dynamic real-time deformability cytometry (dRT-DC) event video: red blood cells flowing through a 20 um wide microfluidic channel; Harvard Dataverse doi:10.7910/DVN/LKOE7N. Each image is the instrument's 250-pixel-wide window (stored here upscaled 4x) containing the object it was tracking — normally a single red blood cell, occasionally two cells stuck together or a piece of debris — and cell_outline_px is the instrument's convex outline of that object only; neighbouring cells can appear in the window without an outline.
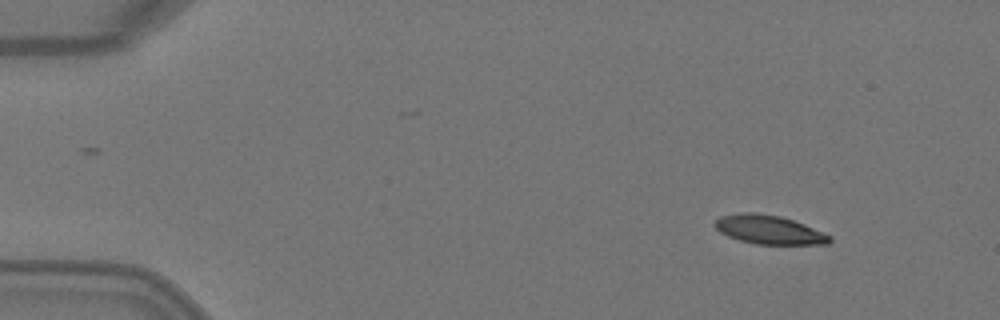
{"species": "Egyptian fruit bat (a non-hibernating species)", "species_latin": "Rousettus aegyptiacus", "temperature_condition": "warm", "stored_images_in_passage": 6, "camera_frame_rate_fps": 3000, "um_per_image_px": 0.085, "animal": {"sex": "female"}, "frame": {"image": 1, "passage_image": 1, "time_ms": 0.0, "image_size_px": [1000, 320], "cell_outline_px": [[832, 240], [828, 244], [756, 244], [740, 240], [728, 236], [720, 232], [712, 224], [720, 216], [740, 212], [756, 212], [780, 216], [804, 224], [832, 236]], "centroid_in_image_um": [65.35, 19.52], "position_along_channel_um": 19.7, "area_um2": 19.31}}
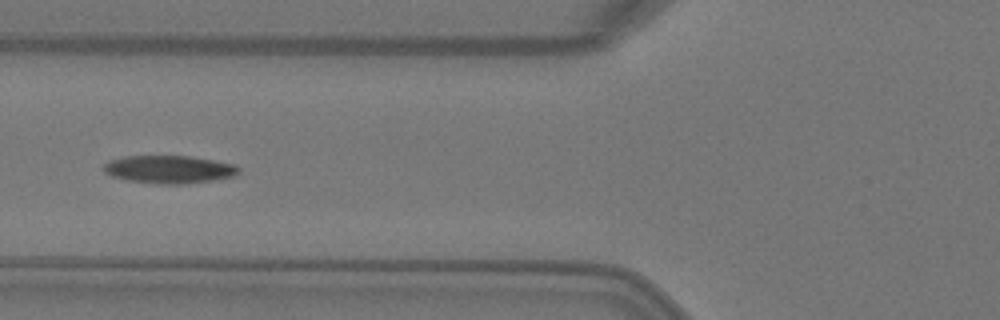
{"frame": {"image": 2, "passage_image": 5, "time_ms": 1.333, "image_size_px": [1000, 320], "cell_outline_px": [[240, 172], [236, 176], [216, 180], [180, 184], [160, 184], [128, 180], [112, 176], [104, 172], [104, 164], [108, 160], [124, 156], [188, 156], [236, 164], [240, 168]], "centroid_in_image_um": [14.41, 14.4], "position_along_channel_um": 111.4, "area_um2": 22.02}}
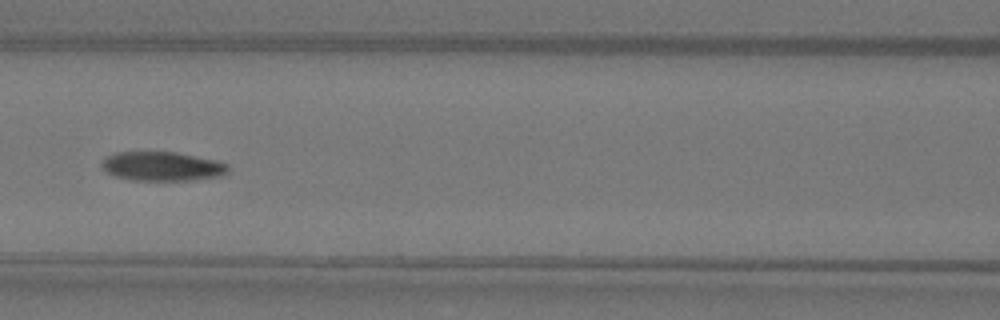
{"frame": {"image": 3, "passage_image": 6, "time_ms": 1.667, "image_size_px": [1000, 320], "cell_outline_px": [[228, 172], [224, 176], [196, 180], [132, 180], [116, 176], [108, 172], [104, 168], [104, 160], [108, 156], [116, 152], [176, 152], [216, 160], [228, 164]], "centroid_in_image_um": [13.88, 14.14], "position_along_channel_um": 152.7, "area_um2": 21.33}}